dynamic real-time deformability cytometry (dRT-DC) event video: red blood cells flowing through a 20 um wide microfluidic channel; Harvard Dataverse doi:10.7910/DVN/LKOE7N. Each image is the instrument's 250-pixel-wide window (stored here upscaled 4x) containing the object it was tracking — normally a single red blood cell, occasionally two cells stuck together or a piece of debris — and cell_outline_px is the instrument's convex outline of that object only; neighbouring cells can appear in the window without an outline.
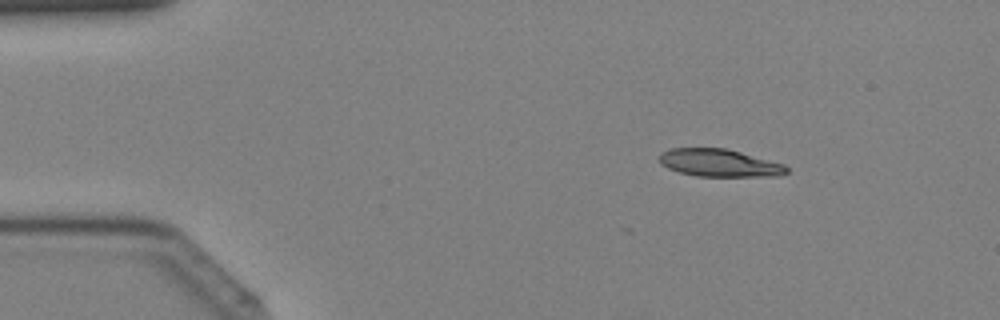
{"species": "Egyptian fruit bat (a non-hibernating species)", "species_latin": "Rousettus aegyptiacus", "temperature_condition": "cold", "stored_images_in_passage": 6, "camera_frame_rate_fps": 3000, "um_per_image_px": 0.085, "animal": {"sex": "female"}, "frame": {"image": 1, "passage_image": 2, "time_ms": 0.333, "image_size_px": [1000, 320], "cell_outline_px": [[788, 172], [776, 176], [696, 176], [680, 172], [668, 168], [660, 164], [660, 152], [672, 148], [724, 148], [740, 152], [784, 164], [788, 168]], "centroid_in_image_um": [61.12, 13.85], "position_along_channel_um": 23.9, "area_um2": 20.29}}